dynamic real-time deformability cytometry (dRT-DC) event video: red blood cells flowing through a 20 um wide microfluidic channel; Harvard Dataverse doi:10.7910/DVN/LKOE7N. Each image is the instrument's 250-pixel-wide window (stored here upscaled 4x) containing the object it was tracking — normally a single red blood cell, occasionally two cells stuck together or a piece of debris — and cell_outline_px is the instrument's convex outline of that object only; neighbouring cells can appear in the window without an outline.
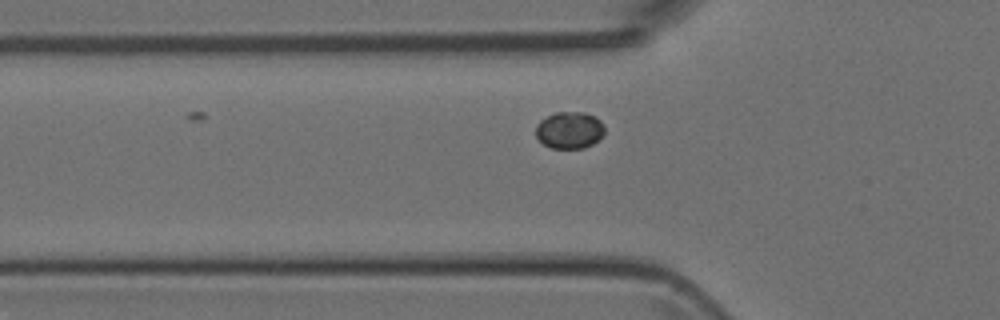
{"species": "Egyptian fruit bat (a non-hibernating species)", "species_latin": "Rousettus aegyptiacus", "temperature_condition": "room temperature", "stored_images_in_passage": 33, "camera_frame_rate_fps": 3000, "um_per_image_px": 0.085, "animal": {"sex": "female"}, "frame": {"image": 1, "passage_image": 2, "time_ms": 0.333, "image_size_px": [1000, 320], "cell_outline_px": [[604, 132], [600, 140], [584, 148], [552, 148], [544, 144], [536, 136], [536, 124], [540, 120], [556, 112], [584, 112], [596, 116], [604, 124]], "centroid_in_image_um": [48.43, 11.05], "position_along_channel_um": 77.4, "area_um2": 14.91}}
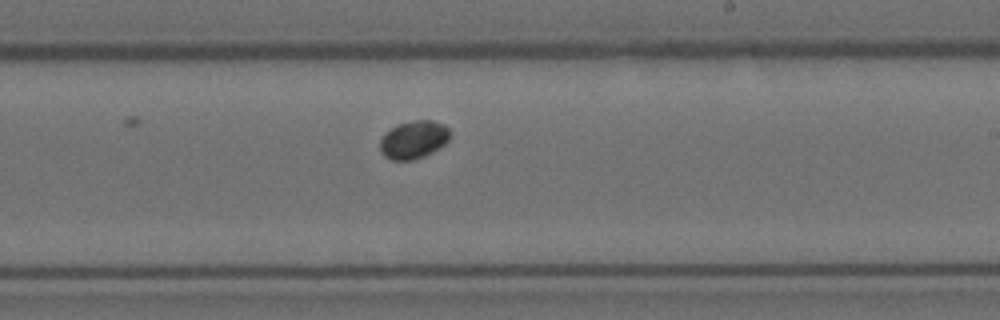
{"frame": {"image": 2, "passage_image": 15, "time_ms": 4.667, "image_size_px": [1000, 320], "cell_outline_px": [[452, 136], [444, 144], [432, 152], [424, 156], [412, 160], [392, 160], [384, 156], [380, 152], [380, 140], [392, 128], [400, 124], [416, 120], [432, 120], [444, 124], [452, 132]], "centroid_in_image_um": [35.2, 11.88], "position_along_channel_um": 253.8, "area_um2": 15.37}}
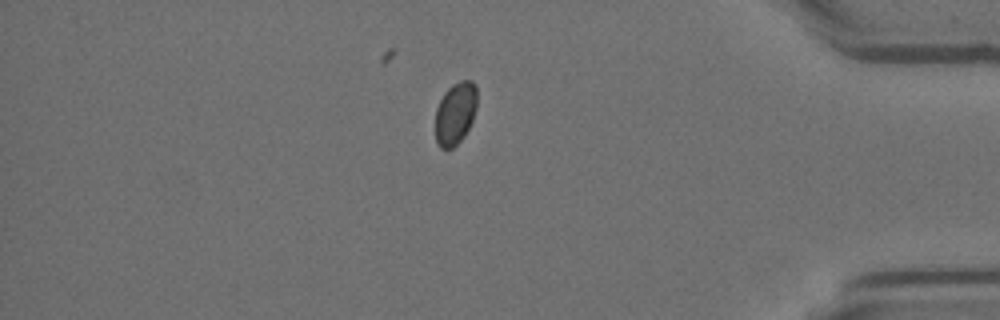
{"frame": {"image": 3, "passage_image": 28, "time_ms": 9.0, "image_size_px": [1000, 320], "cell_outline_px": [[476, 108], [472, 120], [464, 136], [452, 148], [440, 148], [436, 144], [436, 108], [444, 92], [452, 84], [460, 80], [472, 80], [476, 84]], "centroid_in_image_um": [38.7, 9.61], "position_along_channel_um": 396.5, "area_um2": 15.14}}